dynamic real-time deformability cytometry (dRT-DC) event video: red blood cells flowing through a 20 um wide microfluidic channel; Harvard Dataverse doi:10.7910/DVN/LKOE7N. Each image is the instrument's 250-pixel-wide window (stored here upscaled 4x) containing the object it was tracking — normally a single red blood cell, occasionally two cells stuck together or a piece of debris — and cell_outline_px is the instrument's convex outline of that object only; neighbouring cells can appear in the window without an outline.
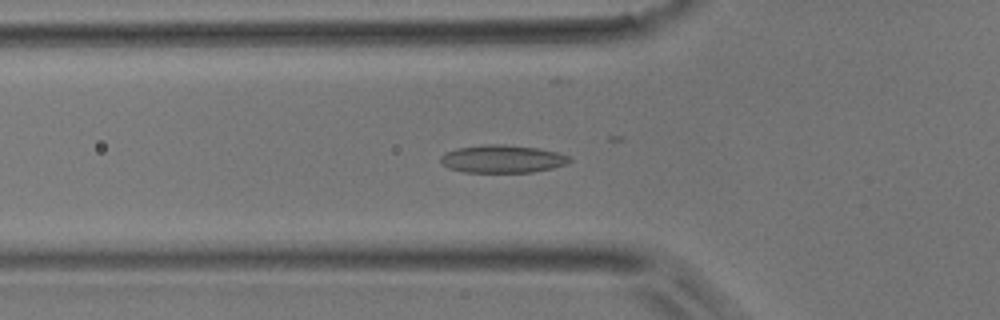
{"species": "common noctule bat (a hibernating species)", "species_latin": "Nyctalus noctula", "temperature_condition": "room temperature", "stored_images_in_passage": 38, "camera_frame_rate_fps": 3000, "um_per_image_px": 0.085, "animal": {"sex": "male", "body_mass_g": 17.9}, "frame": {"image": 1, "passage_image": 4, "time_ms": 1.0, "image_size_px": [1000, 320], "cell_outline_px": [[572, 160], [568, 164], [552, 168], [532, 172], [464, 172], [448, 168], [440, 160], [440, 156], [444, 152], [456, 148], [484, 144], [504, 144], [536, 148], [556, 152], [572, 156]], "centroid_in_image_um": [42.71, 13.5], "position_along_channel_um": 83.1, "area_um2": 21.04}}
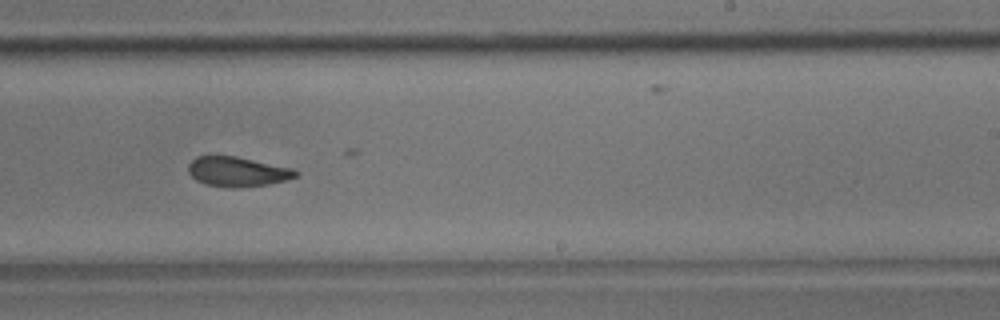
{"frame": {"image": 2, "passage_image": 18, "time_ms": 5.667, "image_size_px": [1000, 320], "cell_outline_px": [[300, 176], [288, 180], [268, 184], [236, 188], [232, 188], [204, 184], [196, 180], [188, 172], [188, 164], [196, 156], [236, 156], [292, 168], [300, 172]], "centroid_in_image_um": [20.21, 14.6], "position_along_channel_um": 268.8, "area_um2": 18.79}}
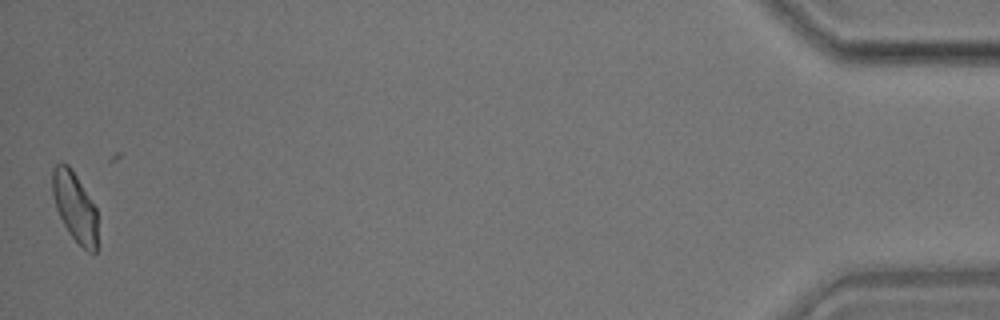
{"frame": {"image": 3, "passage_image": 37, "time_ms": 12.0, "image_size_px": [1000, 320], "cell_outline_px": [[96, 252], [88, 252], [68, 232], [56, 208], [52, 196], [52, 168], [56, 164], [68, 164], [72, 168], [96, 208]], "centroid_in_image_um": [6.33, 17.54], "position_along_channel_um": 428.9, "area_um2": 18.03}}